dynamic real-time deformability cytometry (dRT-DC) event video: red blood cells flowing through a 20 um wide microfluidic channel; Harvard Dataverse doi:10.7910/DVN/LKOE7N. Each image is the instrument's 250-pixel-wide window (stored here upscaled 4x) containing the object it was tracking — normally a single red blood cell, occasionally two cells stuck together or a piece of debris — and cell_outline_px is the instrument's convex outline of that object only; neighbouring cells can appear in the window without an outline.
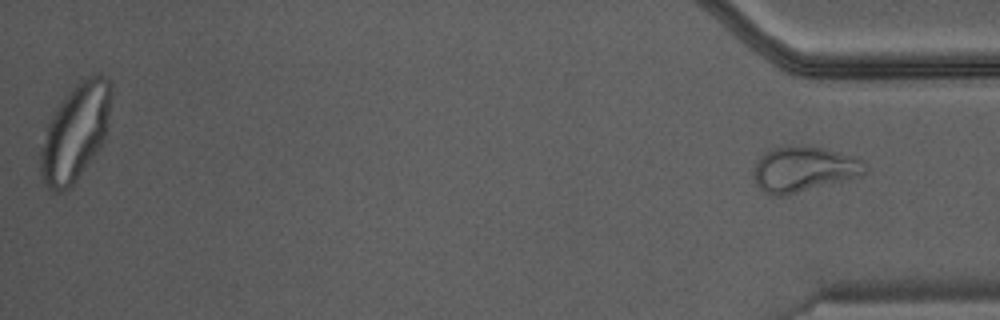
{"species": "Egyptian fruit bat (a non-hibernating species)", "species_latin": "Rousettus aegyptiacus", "temperature_condition": "warm", "stored_images_in_passage": 38, "camera_frame_rate_fps": 3000, "um_per_image_px": 0.085, "animal": {"sex": "male"}, "frame": {"image": 1, "passage_image": 38, "time_ms": 12.333, "image_size_px": [1000, 320], "cell_outline_px": [[868, 168], [864, 172], [856, 176], [784, 196], [772, 196], [764, 192], [756, 184], [752, 172], [756, 160], [764, 152], [772, 148], [788, 144], [820, 148], [856, 156], [864, 160]], "centroid_in_image_um": [68.25, 14.35], "position_along_channel_um": 366.9, "area_um2": 29.42}}